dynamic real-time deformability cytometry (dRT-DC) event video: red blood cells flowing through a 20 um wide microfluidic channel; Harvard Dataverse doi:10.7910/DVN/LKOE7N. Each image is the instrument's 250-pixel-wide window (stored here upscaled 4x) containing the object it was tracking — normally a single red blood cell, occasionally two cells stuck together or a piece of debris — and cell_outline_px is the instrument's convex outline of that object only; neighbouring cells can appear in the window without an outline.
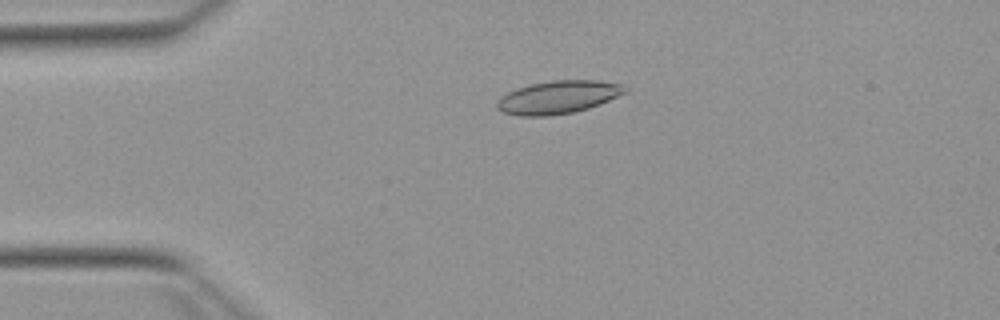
{"species": "Egyptian fruit bat (a non-hibernating species)", "species_latin": "Rousettus aegyptiacus", "temperature_condition": "warm", "stored_images_in_passage": 52, "camera_frame_rate_fps": 3000, "um_per_image_px": 0.085, "animal": {"sex": "female"}, "frame": {"image": 1, "passage_image": 12, "time_ms": 3.667, "image_size_px": [1000, 320], "cell_outline_px": [[628, 92], [600, 104], [576, 112], [548, 116], [520, 116], [504, 112], [496, 108], [496, 100], [500, 96], [516, 88], [532, 84], [552, 80], [596, 80], [624, 84], [628, 88]], "centroid_in_image_um": [47.46, 8.26], "position_along_channel_um": 37.5, "area_um2": 24.85}}
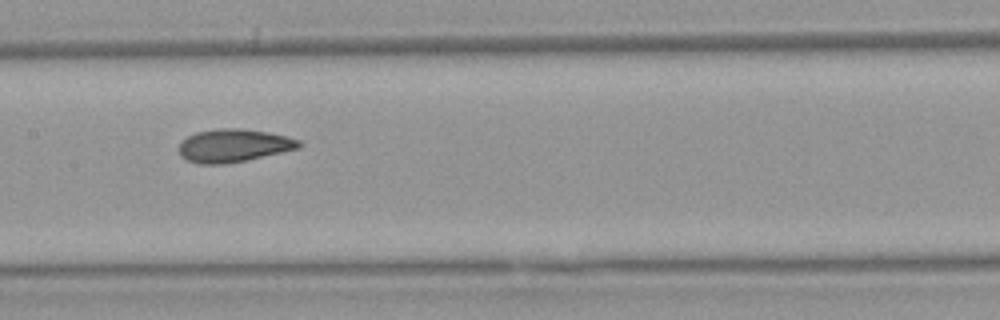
{"frame": {"image": 2, "passage_image": 26, "time_ms": 8.333, "image_size_px": [1000, 320], "cell_outline_px": [[300, 148], [244, 160], [224, 164], [200, 164], [188, 160], [180, 156], [180, 144], [188, 136], [196, 132], [220, 128], [240, 128], [268, 132], [300, 140]], "centroid_in_image_um": [19.84, 12.37], "position_along_channel_um": 187.6, "area_um2": 22.72}}
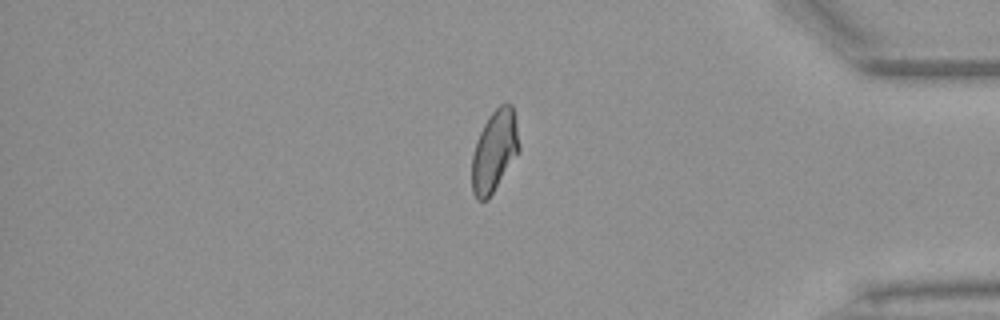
{"frame": {"image": 3, "passage_image": 44, "time_ms": 14.333, "image_size_px": [1000, 320], "cell_outline_px": [[520, 148], [488, 200], [476, 200], [472, 192], [472, 156], [476, 140], [488, 116], [500, 104], [508, 100], [512, 104], [520, 144]], "centroid_in_image_um": [42.01, 12.81], "position_along_channel_um": 393.2, "area_um2": 22.31}, "authors_computed_cell_mechanics": {"area_um2": 22.9755, "velocity_mm_per_s": 3.9163, "shape_relaxation_time_tau1_ms": 7.5006, "shape_relaxation_time_tau2_ms": 1.0919, "deformation_change_tau1": 0.1952, "deformation_change_tau2": 0.0626}}